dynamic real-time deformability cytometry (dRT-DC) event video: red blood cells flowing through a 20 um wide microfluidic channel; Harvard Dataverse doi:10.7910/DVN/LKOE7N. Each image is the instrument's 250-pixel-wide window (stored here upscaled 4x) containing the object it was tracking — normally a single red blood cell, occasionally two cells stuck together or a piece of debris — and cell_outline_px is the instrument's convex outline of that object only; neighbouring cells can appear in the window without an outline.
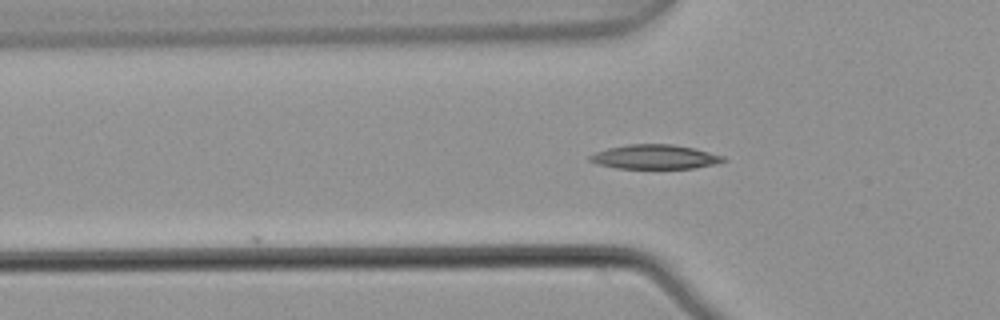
{"species": "common noctule bat (a hibernating species)", "species_latin": "Nyctalus noctula", "temperature_condition": "warm", "stored_images_in_passage": 5, "camera_frame_rate_fps": 3000, "um_per_image_px": 0.085, "animal": {"sex": "male", "body_mass_g": 21.5, "forearm_length_mm": 52.0}, "frame": {"image": 1, "passage_image": 5, "time_ms": 1.333, "image_size_px": [1000, 320], "cell_outline_px": [[728, 160], [716, 164], [692, 168], [616, 168], [596, 164], [588, 160], [588, 156], [596, 152], [608, 148], [628, 144], [672, 144], [692, 148], [724, 156]], "centroid_in_image_um": [55.64, 13.33], "position_along_channel_um": 70.2, "area_um2": 18.84}}